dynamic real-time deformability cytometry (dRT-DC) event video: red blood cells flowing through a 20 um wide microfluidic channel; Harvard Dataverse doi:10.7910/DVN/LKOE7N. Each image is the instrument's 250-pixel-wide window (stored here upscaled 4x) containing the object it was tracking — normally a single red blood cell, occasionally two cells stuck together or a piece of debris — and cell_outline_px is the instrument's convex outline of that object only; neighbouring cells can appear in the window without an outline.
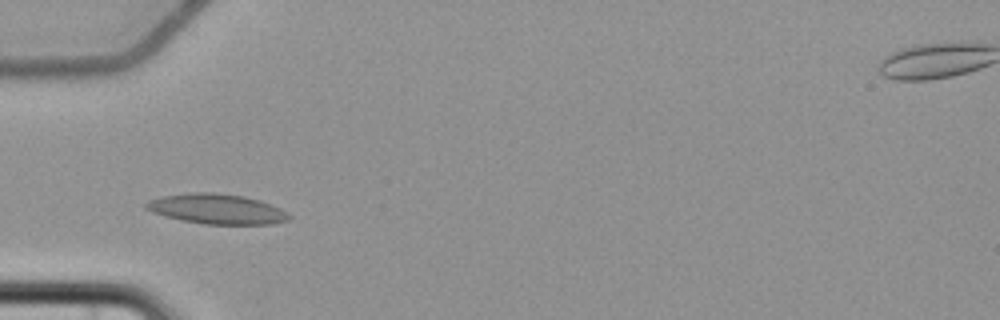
{"species": "common noctule bat (a hibernating species)", "species_latin": "Nyctalus noctula", "temperature_condition": "cold", "stored_images_in_passage": 4, "camera_frame_rate_fps": 3000, "um_per_image_px": 0.085, "animal": {"sex": "female", "body_mass_g": 22.7, "forearm_length_mm": 54.2}, "frame": {"image": 1, "passage_image": 3, "time_ms": 3.667, "image_size_px": [1000, 320], "cell_outline_px": [[292, 216], [288, 220], [272, 224], [204, 224], [180, 220], [152, 212], [144, 208], [144, 204], [148, 200], [164, 196], [188, 192], [212, 192], [244, 196], [260, 200], [280, 208], [288, 212]], "centroid_in_image_um": [18.43, 17.76], "position_along_channel_um": 66.6, "area_um2": 25.14}}
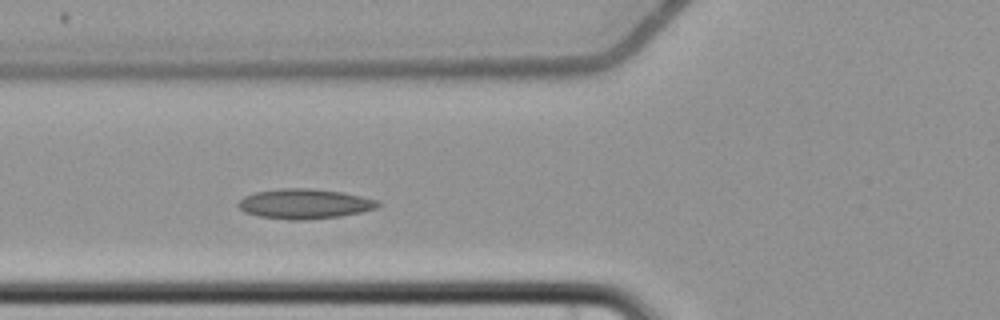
{"frame": {"image": 2, "passage_image": 4, "time_ms": 4.667, "image_size_px": [1000, 320], "cell_outline_px": [[384, 204], [376, 208], [360, 212], [340, 216], [304, 220], [292, 220], [256, 216], [244, 212], [236, 204], [244, 196], [256, 192], [280, 188], [312, 188], [340, 192], [380, 200]], "centroid_in_image_um": [25.89, 17.32], "position_along_channel_um": 99.9, "area_um2": 24.45}}